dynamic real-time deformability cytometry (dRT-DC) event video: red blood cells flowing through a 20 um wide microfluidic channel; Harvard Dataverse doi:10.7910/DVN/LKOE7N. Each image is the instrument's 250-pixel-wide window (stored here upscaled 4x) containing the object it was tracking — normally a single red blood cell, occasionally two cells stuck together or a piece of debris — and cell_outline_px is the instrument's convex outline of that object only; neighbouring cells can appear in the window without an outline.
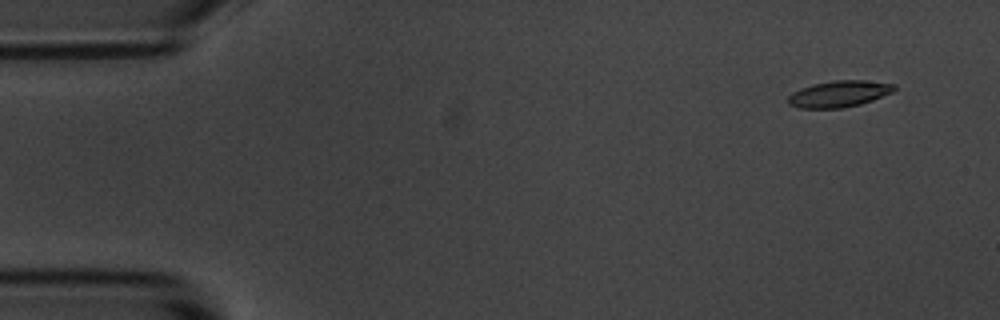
{"species": "common noctule bat (a hibernating species)", "species_latin": "Nyctalus noctula", "temperature_condition": "room temperature", "stored_images_in_passage": 5, "segment_of_instrument_passage": [1, 2], "camera_frame_rate_fps": 3000, "um_per_image_px": 0.085, "animal": {"sex": "male", "body_mass_g": 20.1, "forearm_length_mm": 53.5}, "frame": {"image": 1, "passage_image": 1, "time_ms": 0.0, "image_size_px": [1000, 320], "cell_outline_px": [[896, 88], [892, 92], [872, 100], [860, 104], [840, 108], [800, 108], [788, 104], [788, 96], [792, 92], [800, 88], [812, 84], [832, 80], [864, 80], [896, 84]], "centroid_in_image_um": [71.3, 7.97], "position_along_channel_um": 13.7, "area_um2": 16.36}}
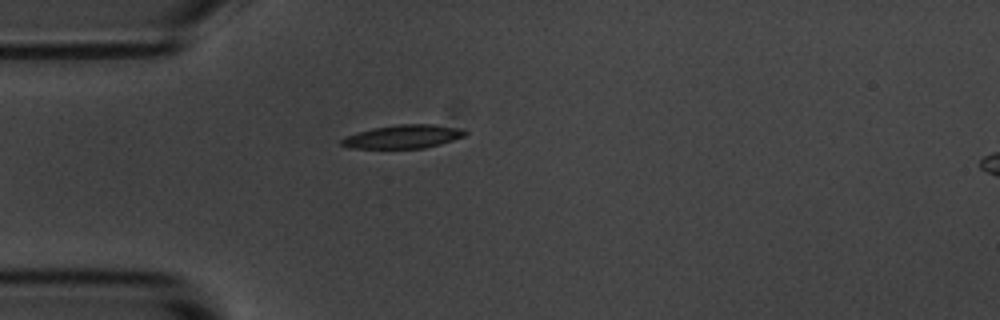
{"frame": {"image": 2, "passage_image": 4, "time_ms": 3.667, "image_size_px": [1000, 320], "cell_outline_px": [[468, 132], [464, 136], [440, 144], [424, 148], [348, 148], [340, 144], [340, 140], [348, 136], [372, 128], [396, 124], [432, 124], [460, 128]], "centroid_in_image_um": [34.27, 11.61], "position_along_channel_um": 50.7, "area_um2": 16.76}}